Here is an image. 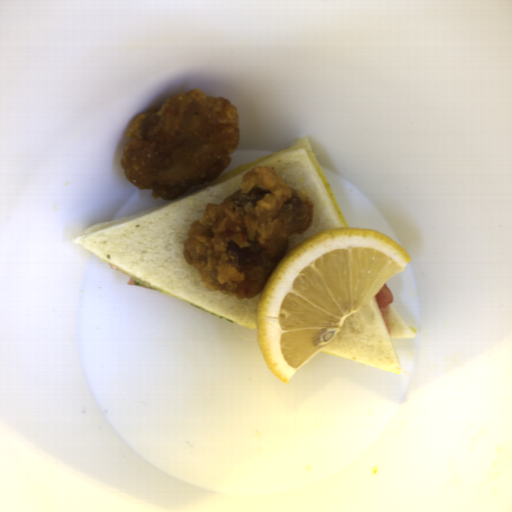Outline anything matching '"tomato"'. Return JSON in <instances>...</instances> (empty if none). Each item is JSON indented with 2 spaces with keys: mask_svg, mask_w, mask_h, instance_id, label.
<instances>
[{
  "mask_svg": "<svg viewBox=\"0 0 512 512\" xmlns=\"http://www.w3.org/2000/svg\"><path fill=\"white\" fill-rule=\"evenodd\" d=\"M374 297L376 299L377 305L379 307L380 313L385 322L387 330L390 334L388 309H389V304H391L392 301L394 300V295H393L391 289L388 287V285L384 283L382 285V287L374 295Z\"/></svg>",
  "mask_w": 512,
  "mask_h": 512,
  "instance_id": "512abeb7",
  "label": "tomato"
}]
</instances>
